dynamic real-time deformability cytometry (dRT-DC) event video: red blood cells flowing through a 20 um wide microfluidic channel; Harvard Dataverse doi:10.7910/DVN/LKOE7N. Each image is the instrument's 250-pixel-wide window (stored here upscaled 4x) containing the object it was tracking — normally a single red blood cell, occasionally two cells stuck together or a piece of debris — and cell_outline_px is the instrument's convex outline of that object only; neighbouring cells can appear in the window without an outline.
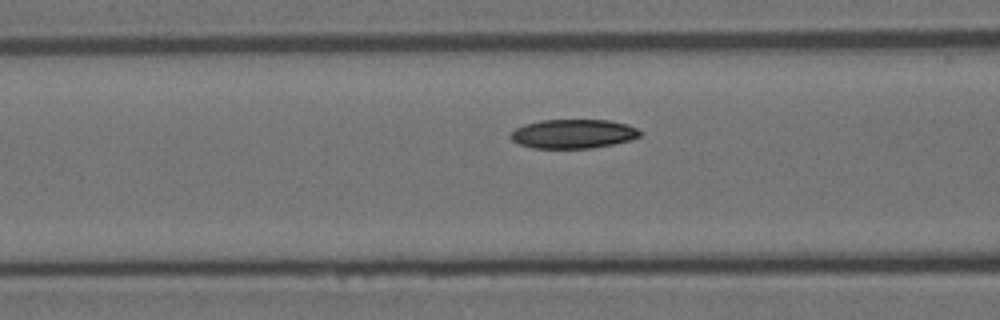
{"species": "Egyptian fruit bat (a non-hibernating species)", "species_latin": "Rousettus aegyptiacus", "temperature_condition": "room temperature", "stored_images_in_passage": 13, "camera_frame_rate_fps": 3000, "um_per_image_px": 0.085, "animal": {"sex": "female"}, "frame": {"image": 1, "passage_image": 11, "time_ms": 3.333, "image_size_px": [1000, 320], "cell_outline_px": [[640, 136], [632, 140], [592, 148], [532, 148], [520, 144], [512, 140], [508, 136], [508, 132], [524, 124], [540, 120], [608, 120], [624, 124], [636, 128], [640, 132]], "centroid_in_image_um": [48.66, 11.38], "position_along_channel_um": 117.9, "area_um2": 21.96}}